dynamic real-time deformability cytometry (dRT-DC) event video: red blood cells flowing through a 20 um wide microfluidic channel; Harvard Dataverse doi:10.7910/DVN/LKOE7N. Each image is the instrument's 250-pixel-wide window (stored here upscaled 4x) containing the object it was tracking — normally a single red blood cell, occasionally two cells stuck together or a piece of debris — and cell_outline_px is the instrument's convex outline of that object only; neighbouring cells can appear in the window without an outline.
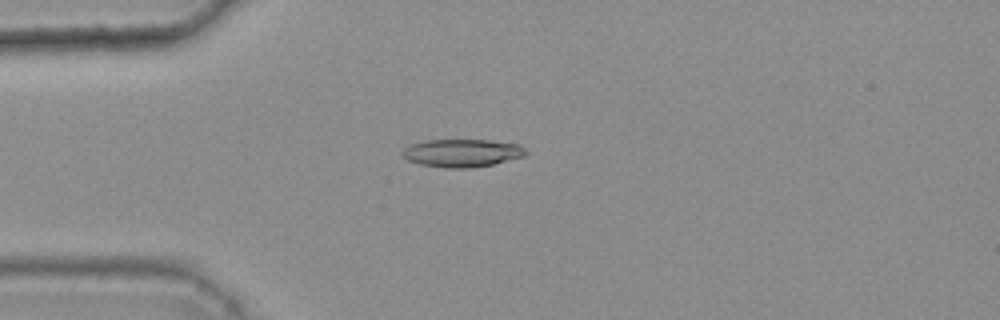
{"species": "common noctule bat (a hibernating species)", "species_latin": "Nyctalus noctula", "temperature_condition": "warm", "stored_images_in_passage": 48, "camera_frame_rate_fps": 3000, "um_per_image_px": 0.085, "animal": {"sex": "female", "body_mass_g": 25.1}, "frame": {"image": 1, "passage_image": 14, "time_ms": 4.333, "image_size_px": [1000, 320], "cell_outline_px": [[528, 152], [524, 156], [492, 164], [472, 168], [444, 168], [420, 164], [408, 160], [400, 152], [408, 144], [424, 140], [488, 140], [520, 144]], "centroid_in_image_um": [39.25, 13.0], "position_along_channel_um": 45.8, "area_um2": 20.17}}
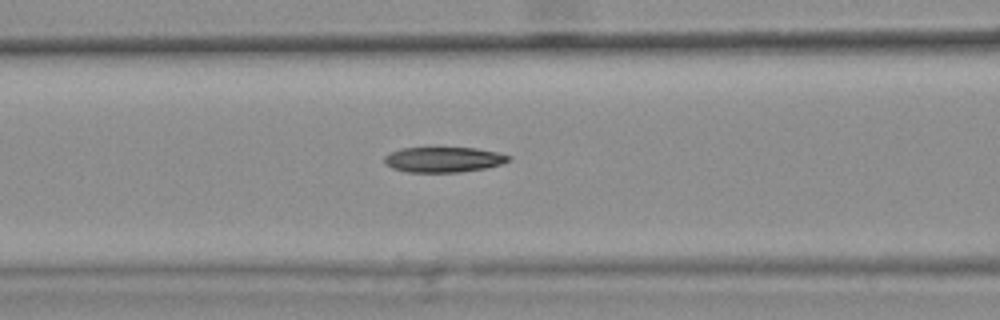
{"frame": {"image": 2, "passage_image": 22, "time_ms": 7.0, "image_size_px": [1000, 320], "cell_outline_px": [[512, 156], [508, 160], [500, 164], [484, 168], [460, 172], [408, 172], [392, 168], [384, 164], [384, 156], [388, 152], [400, 148], [476, 148], [496, 152]], "centroid_in_image_um": [37.63, 13.56], "position_along_channel_um": 129.0, "area_um2": 18.26}}
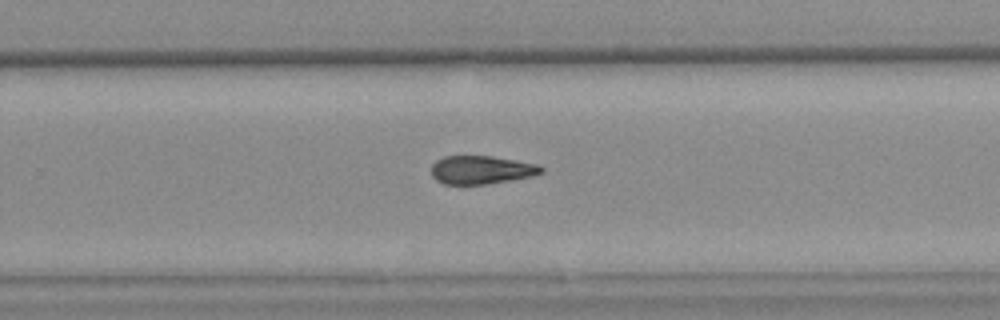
{"frame": {"image": 3, "passage_image": 35, "time_ms": 11.333, "image_size_px": [1000, 320], "cell_outline_px": [[544, 172], [532, 176], [512, 180], [484, 184], [444, 184], [436, 180], [432, 176], [432, 164], [436, 160], [444, 156], [492, 156], [516, 160], [536, 164], [544, 168]], "centroid_in_image_um": [40.91, 14.43], "position_along_channel_um": 288.9, "area_um2": 18.15}, "authors_computed_cell_mechanics": {"area_um2": 19.1029, "velocity_mm_per_s": 3.7007, "shape_relaxation_time_tau1_ms": null, "shape_relaxation_time_tau2_ms": 6.0309, "deformation_change_tau1": null, "deformation_change_tau2": 0.1572}}